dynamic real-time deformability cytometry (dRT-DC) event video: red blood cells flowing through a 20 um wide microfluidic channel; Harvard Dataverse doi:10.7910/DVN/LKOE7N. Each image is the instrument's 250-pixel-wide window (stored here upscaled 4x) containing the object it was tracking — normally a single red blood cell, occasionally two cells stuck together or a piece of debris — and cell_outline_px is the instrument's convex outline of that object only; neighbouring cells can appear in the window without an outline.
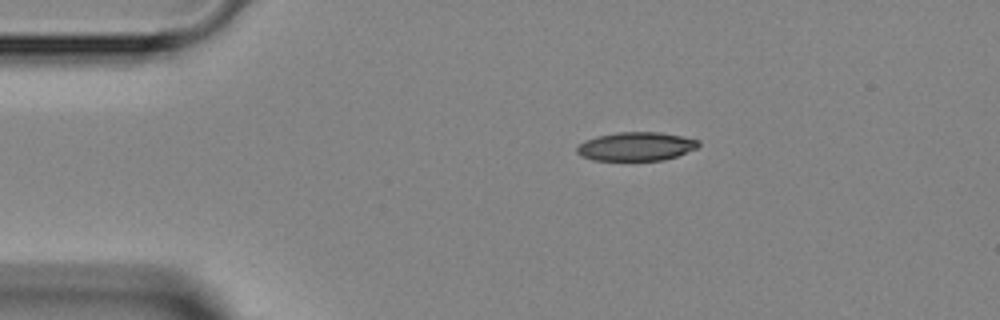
{"species": "Egyptian fruit bat (a non-hibernating species)", "species_latin": "Rousettus aegyptiacus", "temperature_condition": "room temperature", "stored_images_in_passage": 2, "camera_frame_rate_fps": 3000, "um_per_image_px": 0.085, "animal": {"sex": "female"}, "frame": {"image": 1, "passage_image": 1, "time_ms": 0.0, "image_size_px": [1000, 320], "cell_outline_px": [[700, 144], [696, 148], [676, 156], [664, 160], [592, 160], [580, 156], [576, 152], [576, 148], [584, 140], [596, 136], [616, 132], [660, 132], [684, 136], [700, 140]], "centroid_in_image_um": [54.05, 12.44], "position_along_channel_um": 30.9, "area_um2": 20.46}}
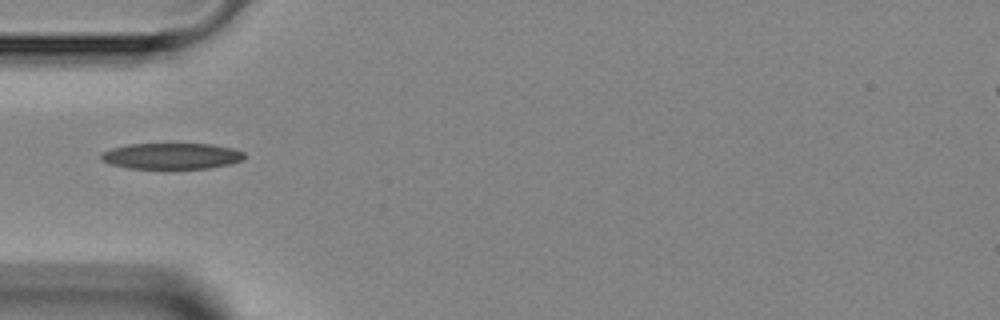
{"frame": {"image": 2, "passage_image": 2, "time_ms": 2.0, "image_size_px": [1000, 320], "cell_outline_px": [[244, 156], [240, 160], [228, 164], [208, 168], [128, 168], [108, 164], [100, 160], [100, 152], [112, 148], [128, 144], [212, 144], [232, 148], [244, 152]], "centroid_in_image_um": [14.5, 13.26], "position_along_channel_um": 70.5, "area_um2": 21.68}}